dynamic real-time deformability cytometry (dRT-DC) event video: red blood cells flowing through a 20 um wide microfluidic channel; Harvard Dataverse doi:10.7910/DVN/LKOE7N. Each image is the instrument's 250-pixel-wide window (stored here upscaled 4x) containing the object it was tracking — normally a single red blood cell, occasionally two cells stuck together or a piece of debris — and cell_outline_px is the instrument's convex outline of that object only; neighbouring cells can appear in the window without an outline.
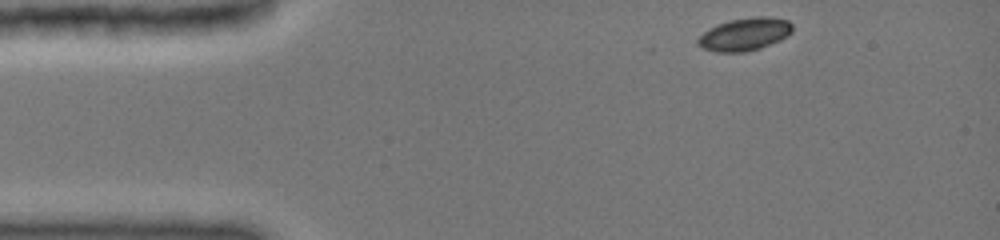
{"species": "common noctule bat (a hibernating species)", "species_latin": "Nyctalus noctula", "temperature_condition": "cold", "stored_images_in_passage": 16, "camera_frame_rate_fps": 3000, "um_per_image_px": 0.085, "animal": {"sex": "female", "body_mass_g": 19.0, "forearm_length_mm": 51.5}, "frame": {"image": 1, "passage_image": 1, "time_ms": 0.0, "image_size_px": [1000, 240], "cell_outline_px": [[792, 32], [768, 44], [744, 52], [716, 52], [704, 48], [696, 40], [704, 32], [720, 24], [732, 20], [756, 16], [764, 16], [788, 20], [792, 24]], "centroid_in_image_um": [63.3, 2.9], "position_along_channel_um": 21.7, "area_um2": 17.28}}
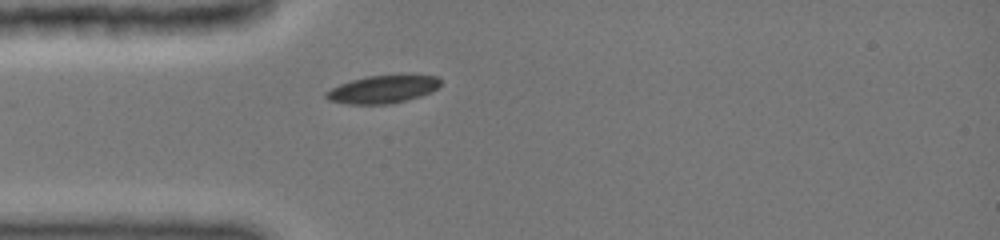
{"frame": {"image": 2, "passage_image": 9, "time_ms": 2.333, "image_size_px": [1000, 240], "cell_outline_px": [[440, 84], [436, 88], [428, 92], [404, 100], [388, 104], [348, 104], [328, 100], [324, 96], [324, 92], [340, 84], [352, 80], [368, 76], [436, 76], [440, 80]], "centroid_in_image_um": [32.43, 7.6], "position_along_channel_um": 52.6, "area_um2": 17.86}}
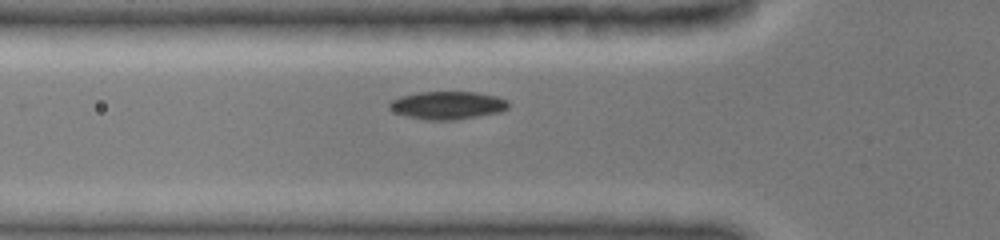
{"frame": {"image": 3, "passage_image": 14, "time_ms": 3.333, "image_size_px": [1000, 240], "cell_outline_px": [[508, 108], [500, 112], [452, 120], [428, 120], [408, 116], [396, 112], [388, 104], [392, 100], [400, 96], [420, 92], [476, 92], [496, 96], [508, 100]], "centroid_in_image_um": [38.07, 8.94], "position_along_channel_um": 87.7, "area_um2": 19.07}}